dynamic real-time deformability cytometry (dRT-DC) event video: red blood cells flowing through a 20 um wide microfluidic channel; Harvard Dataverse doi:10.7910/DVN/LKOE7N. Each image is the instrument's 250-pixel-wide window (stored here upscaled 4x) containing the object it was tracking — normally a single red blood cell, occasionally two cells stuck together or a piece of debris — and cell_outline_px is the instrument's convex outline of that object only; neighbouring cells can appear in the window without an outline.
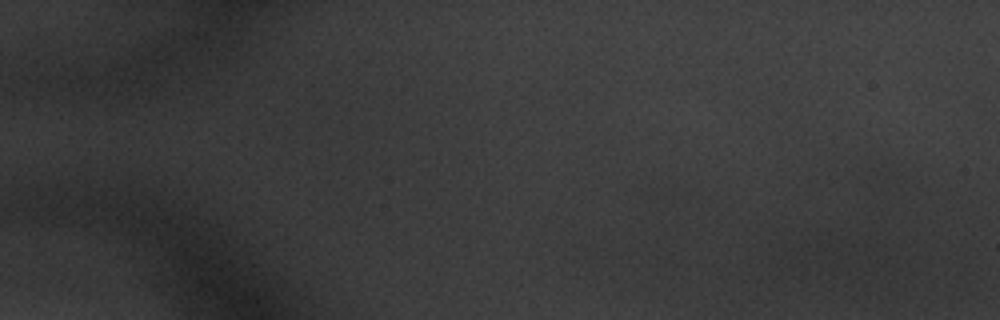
{"species": "common noctule bat (a hibernating species)", "species_latin": "Nyctalus noctula", "temperature_condition": "warm", "stored_images_in_passage": 20, "segment_of_instrument_passage": [1, 2], "camera_frame_rate_fps": 3000, "um_per_image_px": 0.085, "animal": {"sex": "male", "body_mass_g": 20.1, "forearm_length_mm": 53.5}, "frame": {"image": 1, "passage_image": 4, "time_ms": 1.0, "image_size_px": [1000, 320], "cell_outline_px": [[896, 260], [856, 280], [800, 276], [784, 268], [784, 252], [804, 240], [840, 232], [860, 232], [884, 236]], "centroid_in_image_um": [71.33, 21.75], "position_along_channel_um": 13.7, "area_um2": 29.42}}